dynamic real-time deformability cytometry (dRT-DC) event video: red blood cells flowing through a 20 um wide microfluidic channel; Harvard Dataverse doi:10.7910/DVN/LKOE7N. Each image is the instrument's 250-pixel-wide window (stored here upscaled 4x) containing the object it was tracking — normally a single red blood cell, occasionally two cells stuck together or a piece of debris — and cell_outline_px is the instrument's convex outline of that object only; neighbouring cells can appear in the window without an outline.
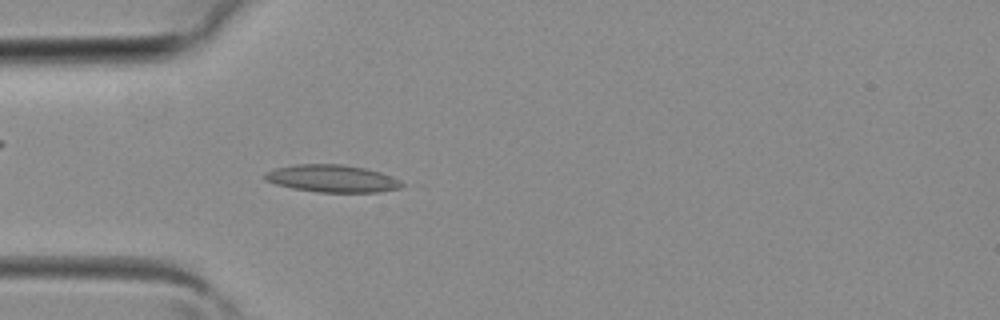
{"species": "common noctule bat (a hibernating species)", "species_latin": "Nyctalus noctula", "temperature_condition": "room temperature", "stored_images_in_passage": 38, "camera_frame_rate_fps": 3000, "um_per_image_px": 0.085, "animal": {"sex": "female", "body_mass_g": 19.3, "forearm_length_mm": 54.1}, "frame": {"image": 1, "passage_image": 10, "time_ms": 3.0, "image_size_px": [1000, 320], "cell_outline_px": [[408, 184], [400, 188], [376, 192], [320, 192], [292, 188], [276, 184], [264, 180], [264, 172], [276, 168], [296, 164], [340, 164], [364, 168], [380, 172], [392, 176]], "centroid_in_image_um": [28.25, 15.17], "position_along_channel_um": 56.8, "area_um2": 21.91}}
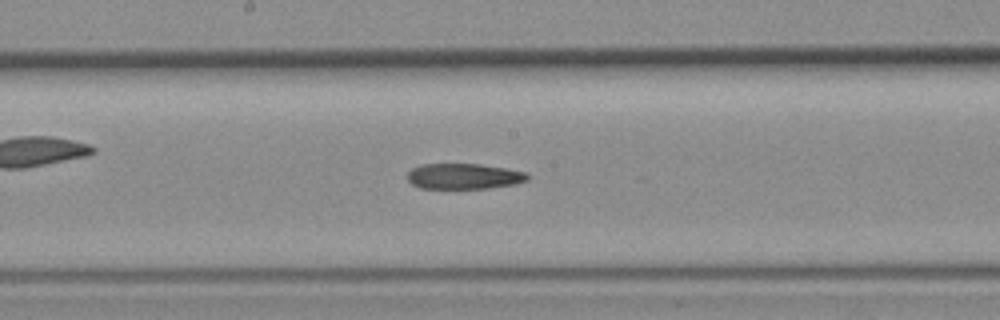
{"frame": {"image": 2, "passage_image": 19, "time_ms": 6.0, "image_size_px": [1000, 320], "cell_outline_px": [[528, 180], [516, 184], [488, 188], [420, 188], [412, 184], [408, 180], [408, 172], [412, 168], [420, 164], [480, 164], [528, 172]], "centroid_in_image_um": [39.44, 14.98], "position_along_channel_um": 208.8, "area_um2": 17.92}}
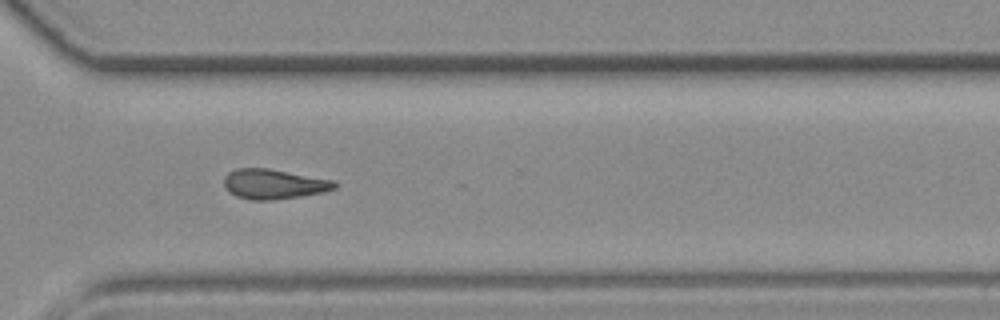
{"frame": {"image": 3, "passage_image": 27, "time_ms": 8.667, "image_size_px": [1000, 320], "cell_outline_px": [[336, 188], [324, 192], [300, 196], [272, 200], [252, 200], [236, 196], [228, 192], [224, 188], [224, 176], [228, 172], [236, 168], [268, 168], [336, 180]], "centroid_in_image_um": [23.26, 15.64], "position_along_channel_um": 347.3, "area_um2": 19.48}}